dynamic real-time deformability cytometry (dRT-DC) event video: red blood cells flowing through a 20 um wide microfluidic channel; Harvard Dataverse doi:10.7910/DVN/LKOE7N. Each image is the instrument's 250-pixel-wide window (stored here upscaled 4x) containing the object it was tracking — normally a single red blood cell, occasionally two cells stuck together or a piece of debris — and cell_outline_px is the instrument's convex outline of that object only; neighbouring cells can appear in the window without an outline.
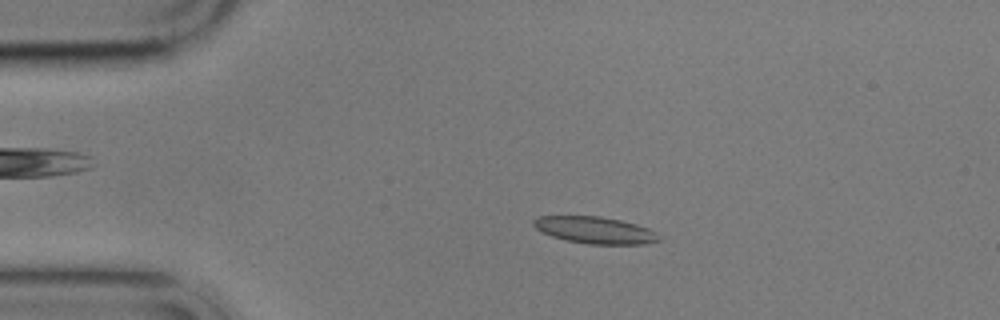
{"species": "common noctule bat (a hibernating species)", "species_latin": "Nyctalus noctula", "temperature_condition": "cold", "stored_images_in_passage": 4, "camera_frame_rate_fps": 3000, "um_per_image_px": 0.085, "animal": {"sex": "male", "body_mass_g": 17.9}, "frame": {"image": 1, "passage_image": 3, "time_ms": 2.667, "image_size_px": [1000, 320], "cell_outline_px": [[660, 240], [644, 244], [588, 244], [568, 240], [552, 236], [540, 232], [532, 224], [532, 220], [536, 216], [600, 216], [620, 220], [636, 224], [648, 228], [656, 232]], "centroid_in_image_um": [50.54, 19.55], "position_along_channel_um": 34.5, "area_um2": 19.59}}